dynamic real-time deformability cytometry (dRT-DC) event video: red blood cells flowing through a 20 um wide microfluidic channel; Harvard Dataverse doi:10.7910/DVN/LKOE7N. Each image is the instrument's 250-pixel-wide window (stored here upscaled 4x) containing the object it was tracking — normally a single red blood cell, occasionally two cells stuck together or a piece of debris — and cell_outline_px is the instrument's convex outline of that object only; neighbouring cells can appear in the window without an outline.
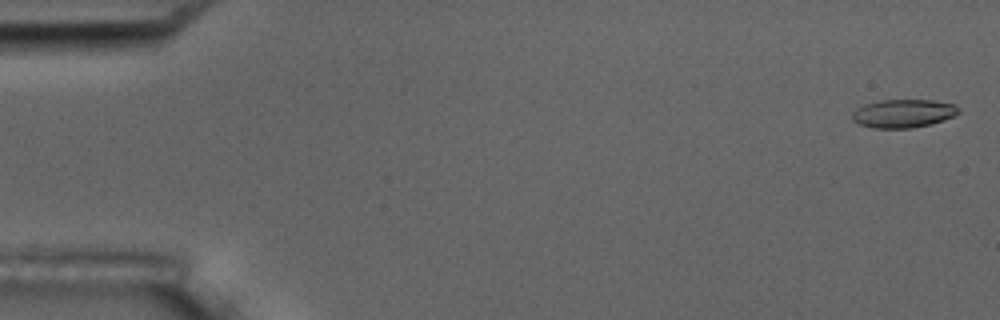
{"species": "common noctule bat (a hibernating species)", "species_latin": "Nyctalus noctula", "temperature_condition": "room temperature", "stored_images_in_passage": 6, "camera_frame_rate_fps": 3000, "um_per_image_px": 0.085, "animal": {"sex": "male", "body_mass_g": 17.5, "forearm_length_mm": 52.3}, "frame": {"image": 1, "passage_image": 1, "time_ms": 0.0, "image_size_px": [1000, 320], "cell_outline_px": [[960, 112], [956, 116], [932, 124], [912, 128], [872, 128], [860, 124], [852, 120], [852, 112], [856, 108], [864, 104], [880, 100], [932, 100], [956, 104], [960, 108]], "centroid_in_image_um": [76.81, 9.64], "position_along_channel_um": 8.2, "area_um2": 17.86}}
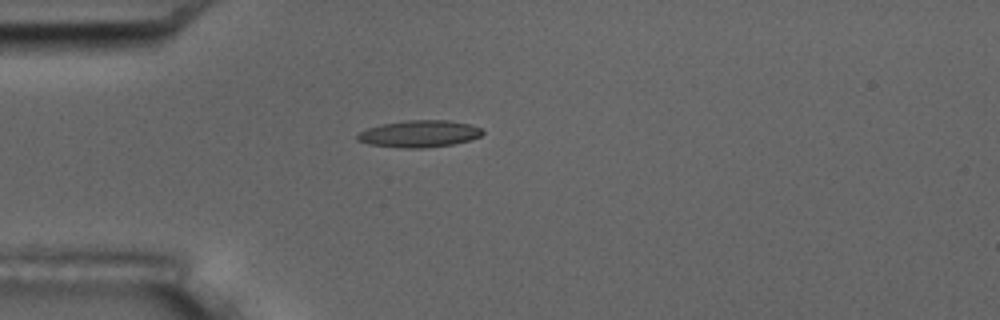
{"frame": {"image": 2, "passage_image": 5, "time_ms": 4.667, "image_size_px": [1000, 320], "cell_outline_px": [[484, 132], [480, 136], [468, 140], [452, 144], [424, 148], [400, 148], [368, 144], [356, 140], [356, 136], [360, 132], [368, 128], [380, 124], [408, 120], [448, 120], [472, 124], [484, 128]], "centroid_in_image_um": [35.65, 11.36], "position_along_channel_um": 49.4, "area_um2": 19.77}}